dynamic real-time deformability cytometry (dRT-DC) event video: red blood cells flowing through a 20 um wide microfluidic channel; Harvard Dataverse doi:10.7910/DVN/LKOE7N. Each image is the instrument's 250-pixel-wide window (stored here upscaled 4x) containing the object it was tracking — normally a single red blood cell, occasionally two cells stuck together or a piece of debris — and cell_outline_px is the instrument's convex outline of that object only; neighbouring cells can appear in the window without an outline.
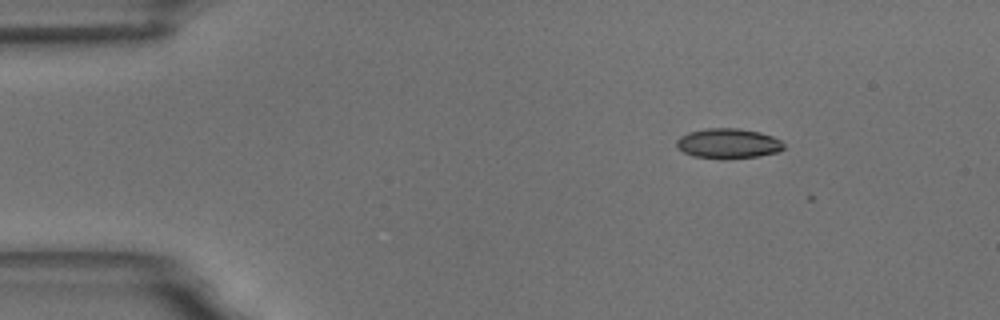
{"species": "common noctule bat (a hibernating species)", "species_latin": "Nyctalus noctula", "temperature_condition": "room temperature", "stored_images_in_passage": 4, "camera_frame_rate_fps": 3000, "um_per_image_px": 0.085, "animal": {"sex": "male", "body_mass_g": 18.8}, "frame": {"image": 1, "passage_image": 2, "time_ms": 0.333, "image_size_px": [1000, 320], "cell_outline_px": [[784, 148], [776, 152], [760, 156], [692, 156], [684, 152], [676, 144], [676, 140], [680, 136], [688, 132], [704, 128], [740, 128], [760, 132], [772, 136], [780, 140], [784, 144]], "centroid_in_image_um": [61.9, 12.14], "position_along_channel_um": 23.1, "area_um2": 18.03}}